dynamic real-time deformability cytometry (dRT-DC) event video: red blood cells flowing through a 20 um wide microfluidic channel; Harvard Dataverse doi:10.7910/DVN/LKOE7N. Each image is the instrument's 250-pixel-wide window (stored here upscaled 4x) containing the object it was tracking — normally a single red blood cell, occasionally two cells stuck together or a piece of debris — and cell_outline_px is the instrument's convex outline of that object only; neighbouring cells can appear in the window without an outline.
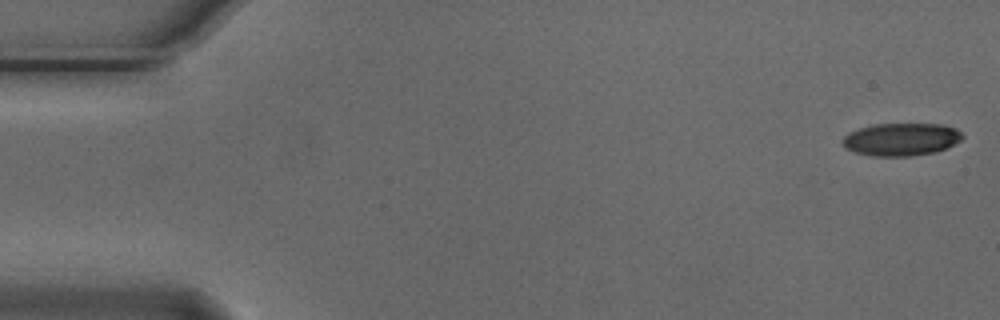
{"species": "Egyptian fruit bat (a non-hibernating species)", "species_latin": "Rousettus aegyptiacus", "temperature_condition": "cold", "stored_images_in_passage": 2, "camera_frame_rate_fps": 3000, "um_per_image_px": 0.085, "animal": {"sex": "male"}, "frame": {"image": 1, "passage_image": 1, "time_ms": 0.0, "image_size_px": [1000, 320], "cell_outline_px": [[964, 136], [960, 140], [936, 152], [912, 156], [872, 156], [856, 152], [848, 148], [844, 144], [844, 136], [848, 132], [872, 124], [944, 124], [956, 128]], "centroid_in_image_um": [76.62, 11.83], "position_along_channel_um": 8.4, "area_um2": 22.66}}